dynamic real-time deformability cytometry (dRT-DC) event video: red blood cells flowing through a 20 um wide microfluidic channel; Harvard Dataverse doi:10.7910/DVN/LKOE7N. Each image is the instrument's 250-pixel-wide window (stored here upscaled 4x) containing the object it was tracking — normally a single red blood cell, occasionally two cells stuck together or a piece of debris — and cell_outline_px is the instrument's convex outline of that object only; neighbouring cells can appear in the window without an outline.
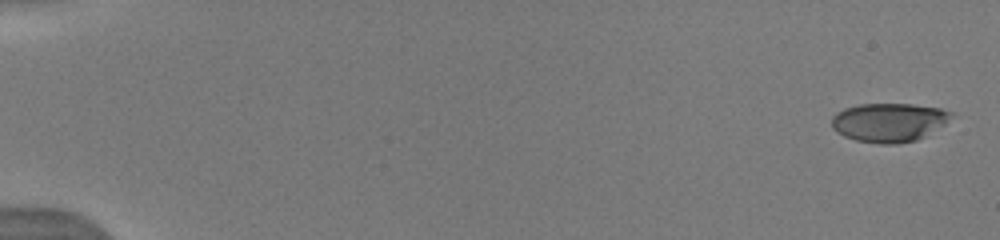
{"species": "human", "species_latin": "Homo sapiens", "temperature_condition": "warm", "stored_images_in_passage": 40, "camera_frame_rate_fps": 3000, "um_per_image_px": 0.085, "donor": {"sex": "male"}, "frame": {"image": 1, "passage_image": 1, "time_ms": 0.0, "image_size_px": [1000, 240], "cell_outline_px": [[952, 116], [944, 124], [916, 140], [896, 144], [880, 144], [856, 140], [844, 136], [836, 132], [832, 128], [832, 116], [836, 112], [844, 108], [860, 104], [912, 104], [940, 108], [952, 112]], "centroid_in_image_um": [75.52, 10.39], "position_along_channel_um": 9.5, "area_um2": 26.93}}
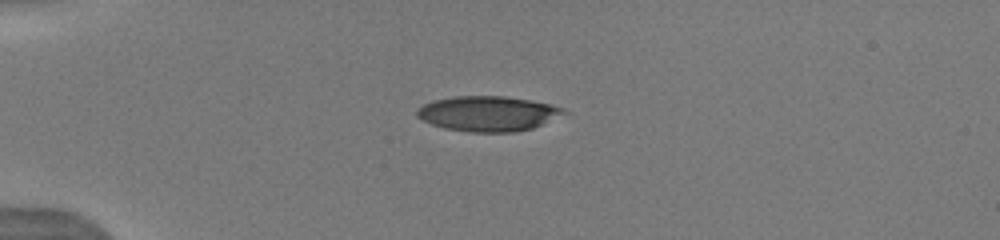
{"frame": {"image": 2, "passage_image": 25, "time_ms": 4.333, "image_size_px": [1000, 240], "cell_outline_px": [[568, 112], [532, 128], [512, 132], [468, 132], [444, 128], [432, 124], [416, 116], [416, 112], [424, 104], [432, 100], [456, 96], [504, 96], [552, 104], [564, 108]], "centroid_in_image_um": [41.47, 9.65], "position_along_channel_um": 43.5, "area_um2": 29.82}}